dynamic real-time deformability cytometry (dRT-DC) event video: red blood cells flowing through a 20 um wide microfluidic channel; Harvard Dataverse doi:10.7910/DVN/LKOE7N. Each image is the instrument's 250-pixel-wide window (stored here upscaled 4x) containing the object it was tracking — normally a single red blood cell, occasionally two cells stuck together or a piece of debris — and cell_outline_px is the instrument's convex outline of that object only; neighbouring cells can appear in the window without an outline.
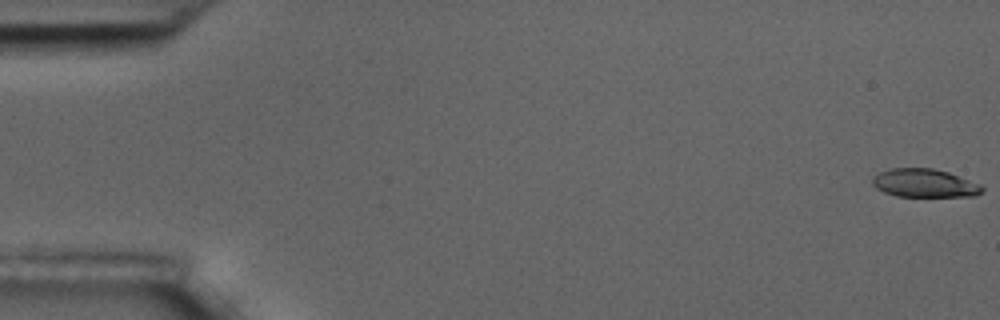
{"species": "common noctule bat (a hibernating species)", "species_latin": "Nyctalus noctula", "temperature_condition": "room temperature", "stored_images_in_passage": 58, "camera_frame_rate_fps": 3000, "um_per_image_px": 0.085, "animal": {"sex": "male", "body_mass_g": 17.5, "forearm_length_mm": 52.3}, "frame": {"image": 1, "passage_image": 1, "time_ms": 0.0, "image_size_px": [1000, 320], "cell_outline_px": [[984, 188], [976, 196], [896, 196], [884, 192], [876, 188], [872, 184], [872, 180], [880, 172], [892, 168], [932, 168], [948, 172], [980, 184]], "centroid_in_image_um": [78.58, 15.57], "position_along_channel_um": 6.4, "area_um2": 17.92}}
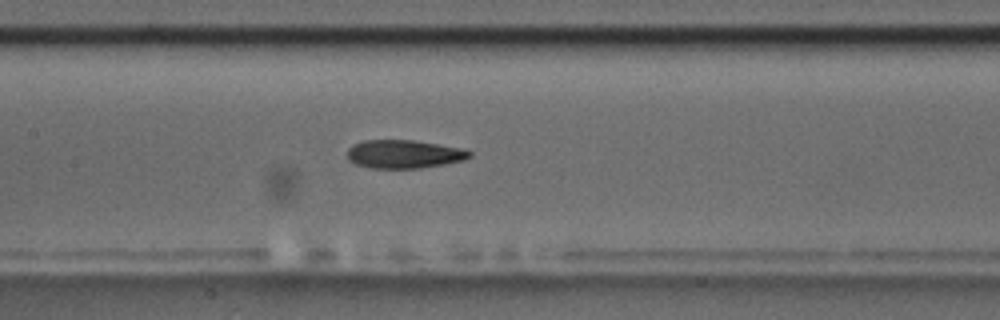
{"frame": {"image": 2, "passage_image": 28, "time_ms": 9.0, "image_size_px": [1000, 320], "cell_outline_px": [[472, 156], [464, 160], [444, 164], [420, 168], [372, 168], [356, 164], [348, 160], [348, 148], [352, 144], [364, 140], [412, 140], [464, 148], [472, 152]], "centroid_in_image_um": [34.35, 13.09], "position_along_channel_um": 173.0, "area_um2": 20.29}}
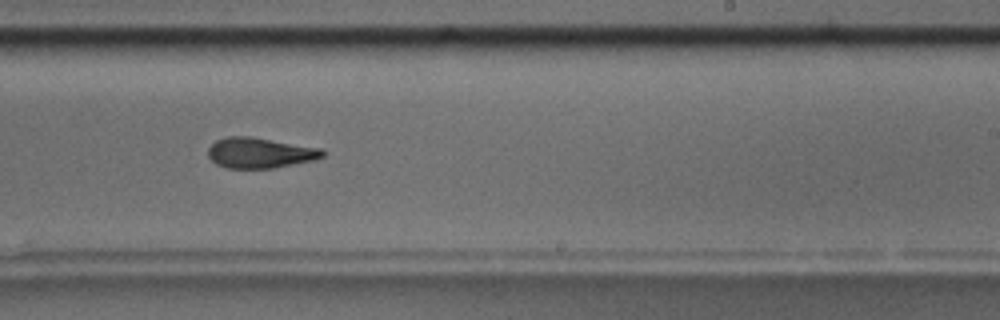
{"frame": {"image": 3, "passage_image": 36, "time_ms": 11.667, "image_size_px": [1000, 320], "cell_outline_px": [[324, 156], [312, 160], [272, 168], [228, 168], [216, 164], [208, 156], [208, 148], [216, 140], [224, 136], [252, 136], [320, 148], [324, 152]], "centroid_in_image_um": [22.05, 12.98], "position_along_channel_um": 267.0, "area_um2": 20.23}, "authors_computed_cell_mechanics": {"area_um2": 20.3745, "velocity_mm_per_s": 3.5363, "shape_relaxation_time_tau1_ms": 9.7108, "shape_relaxation_time_tau2_ms": 3.9605, "deformation_change_tau1": 0.2181, "deformation_change_tau2": 0.1342}}